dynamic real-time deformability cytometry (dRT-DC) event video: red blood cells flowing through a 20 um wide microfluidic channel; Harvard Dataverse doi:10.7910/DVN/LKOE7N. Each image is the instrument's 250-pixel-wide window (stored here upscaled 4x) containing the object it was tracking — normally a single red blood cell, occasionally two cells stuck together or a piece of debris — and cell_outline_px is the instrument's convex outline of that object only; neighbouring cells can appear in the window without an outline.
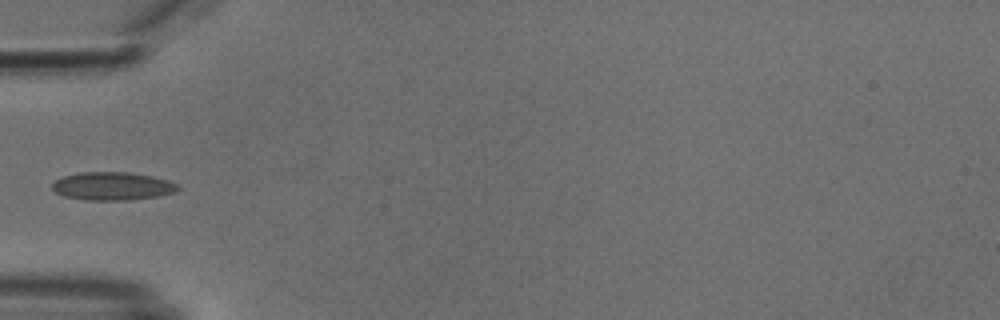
{"species": "common noctule bat (a hibernating species)", "species_latin": "Nyctalus noctula", "temperature_condition": "cold", "stored_images_in_passage": 5, "camera_frame_rate_fps": 3000, "um_per_image_px": 0.085, "animal": {"sex": "male", "body_mass_g": 18.8}, "frame": {"image": 1, "passage_image": 5, "time_ms": 4.667, "image_size_px": [1000, 320], "cell_outline_px": [[180, 188], [176, 192], [156, 196], [128, 200], [84, 200], [64, 196], [56, 192], [52, 188], [52, 184], [56, 180], [64, 176], [80, 172], [128, 172], [152, 176], [168, 180], [176, 184]], "centroid_in_image_um": [9.55, 15.82], "position_along_channel_um": 75.4, "area_um2": 20.52}}